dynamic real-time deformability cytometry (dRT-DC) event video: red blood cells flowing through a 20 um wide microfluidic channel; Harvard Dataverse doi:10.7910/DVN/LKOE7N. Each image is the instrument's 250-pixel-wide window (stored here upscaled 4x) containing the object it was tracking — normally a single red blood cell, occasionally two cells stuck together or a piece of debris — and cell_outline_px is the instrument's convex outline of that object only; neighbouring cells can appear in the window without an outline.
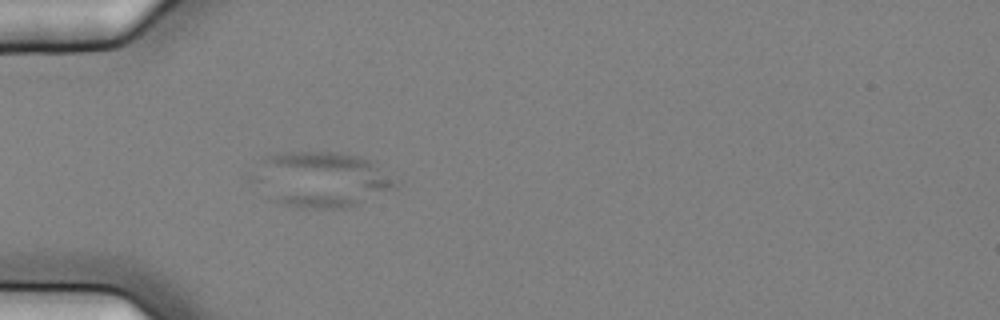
{"species": "common noctule bat (a hibernating species)", "species_latin": "Nyctalus noctula", "temperature_condition": "cold", "stored_images_in_passage": 6, "camera_frame_rate_fps": 3000, "um_per_image_px": 0.085, "animal": {"sex": "female", "body_mass_g": 25.1}, "frame": {"image": 1, "passage_image": 6, "time_ms": 1.667, "image_size_px": [1000, 320], "cell_outline_px": [[396, 188], [348, 208], [300, 208], [284, 204], [276, 200], [264, 160], [264, 156], [284, 152], [340, 152], [360, 156], [368, 160], [396, 184]], "centroid_in_image_um": [27.6, 15.25], "position_along_channel_um": 57.4, "area_um2": 41.96}}